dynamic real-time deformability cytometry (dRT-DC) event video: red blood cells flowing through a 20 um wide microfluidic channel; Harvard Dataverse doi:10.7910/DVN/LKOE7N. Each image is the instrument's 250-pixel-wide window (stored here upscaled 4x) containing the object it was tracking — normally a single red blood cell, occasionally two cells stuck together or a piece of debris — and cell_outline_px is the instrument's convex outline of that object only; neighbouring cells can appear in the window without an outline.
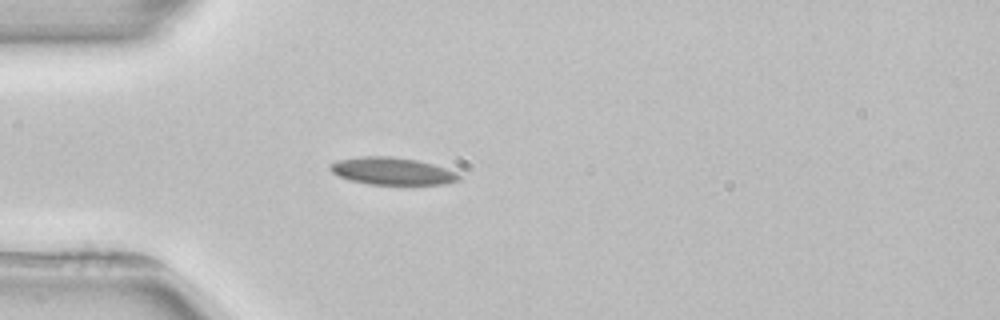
{"species": "common noctule bat (a hibernating species)", "species_latin": "Nyctalus noctula", "temperature_condition": "room temperature", "stored_images_in_passage": 1, "camera_frame_rate_fps": 3000, "um_per_image_px": 0.085, "animal": {"sex": "female", "body_mass_g": 22.7, "forearm_length_mm": 54.2}, "frame": {"image": 1, "passage_image": 1, "time_ms": 0.0, "image_size_px": [1000, 320], "cell_outline_px": [[460, 180], [444, 184], [368, 184], [348, 180], [336, 176], [328, 168], [328, 164], [336, 160], [360, 156], [388, 156], [416, 160], [432, 164], [456, 172], [460, 176]], "centroid_in_image_um": [33.24, 14.54], "position_along_channel_um": 51.8, "area_um2": 20.58}}